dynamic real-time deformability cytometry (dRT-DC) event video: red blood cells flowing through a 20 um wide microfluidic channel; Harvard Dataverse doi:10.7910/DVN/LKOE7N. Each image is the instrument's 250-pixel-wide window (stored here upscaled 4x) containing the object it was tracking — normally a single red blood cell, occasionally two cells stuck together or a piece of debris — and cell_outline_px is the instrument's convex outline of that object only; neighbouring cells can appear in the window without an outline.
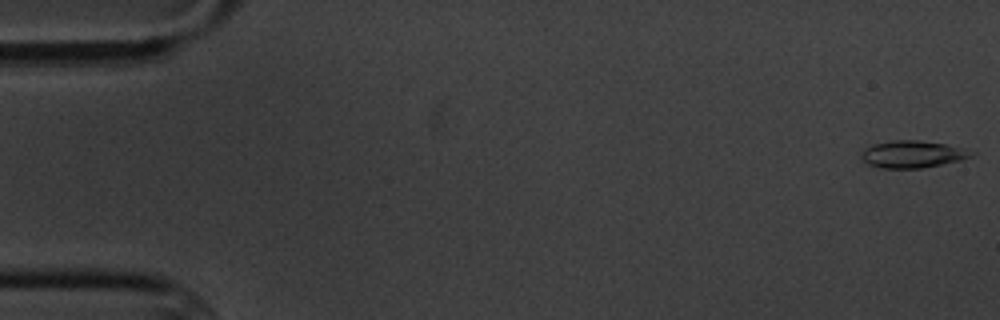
{"species": "common noctule bat (a hibernating species)", "species_latin": "Nyctalus noctula", "temperature_condition": "cold", "stored_images_in_passage": 11, "camera_frame_rate_fps": 3000, "um_per_image_px": 0.085, "animal": {"sex": "male", "body_mass_g": 20.1, "forearm_length_mm": 53.5}, "frame": {"image": 1, "passage_image": 1, "time_ms": 0.0, "image_size_px": [1000, 320], "cell_outline_px": [[976, 152], [972, 156], [960, 160], [920, 168], [880, 168], [868, 164], [860, 156], [860, 152], [864, 148], [872, 144], [892, 140], [916, 140], [944, 144], [964, 148]], "centroid_in_image_um": [77.52, 13.1], "position_along_channel_um": 7.5, "area_um2": 17.34}}
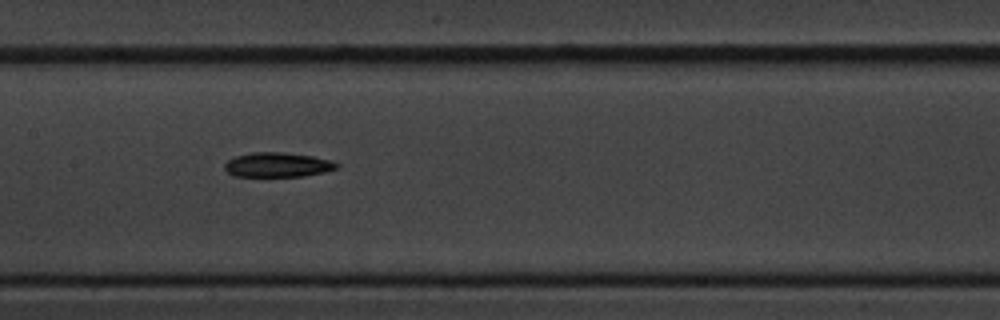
{"frame": {"image": 2, "passage_image": 8, "time_ms": 9.0, "image_size_px": [1000, 320], "cell_outline_px": [[340, 168], [324, 172], [304, 176], [232, 176], [224, 168], [224, 164], [228, 160], [236, 156], [252, 152], [284, 152], [312, 156], [332, 160], [340, 164]], "centroid_in_image_um": [23.63, 14.0], "position_along_channel_um": 183.8, "area_um2": 16.18}}
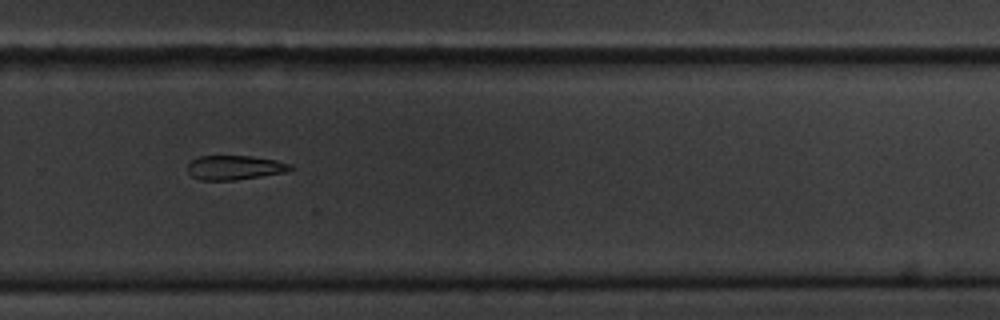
{"frame": {"image": 3, "passage_image": 11, "time_ms": 12.667, "image_size_px": [1000, 320], "cell_outline_px": [[292, 168], [288, 172], [236, 180], [200, 180], [192, 176], [188, 172], [188, 164], [192, 160], [200, 156], [252, 156], [276, 160], [292, 164]], "centroid_in_image_um": [19.97, 14.24], "position_along_channel_um": 309.8, "area_um2": 14.62}}